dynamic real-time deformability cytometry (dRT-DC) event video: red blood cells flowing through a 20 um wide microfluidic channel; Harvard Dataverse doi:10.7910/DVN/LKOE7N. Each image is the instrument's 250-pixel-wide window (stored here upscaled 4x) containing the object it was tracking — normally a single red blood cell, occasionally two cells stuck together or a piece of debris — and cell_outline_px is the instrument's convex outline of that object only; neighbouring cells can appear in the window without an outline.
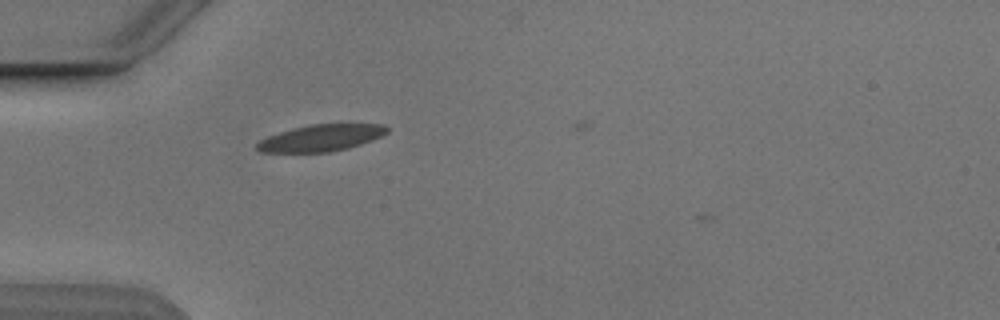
{"species": "Egyptian fruit bat (a non-hibernating species)", "species_latin": "Rousettus aegyptiacus", "temperature_condition": "cold", "stored_images_in_passage": 3, "camera_frame_rate_fps": 3000, "um_per_image_px": 0.085, "animal": {"sex": "male"}, "frame": {"image": 1, "passage_image": 3, "time_ms": 3.0, "image_size_px": [1000, 320], "cell_outline_px": [[388, 132], [372, 140], [348, 148], [328, 152], [260, 152], [256, 148], [256, 144], [260, 140], [268, 136], [292, 128], [308, 124], [384, 124], [388, 128]], "centroid_in_image_um": [27.28, 11.72], "position_along_channel_um": 57.7, "area_um2": 20.11}}